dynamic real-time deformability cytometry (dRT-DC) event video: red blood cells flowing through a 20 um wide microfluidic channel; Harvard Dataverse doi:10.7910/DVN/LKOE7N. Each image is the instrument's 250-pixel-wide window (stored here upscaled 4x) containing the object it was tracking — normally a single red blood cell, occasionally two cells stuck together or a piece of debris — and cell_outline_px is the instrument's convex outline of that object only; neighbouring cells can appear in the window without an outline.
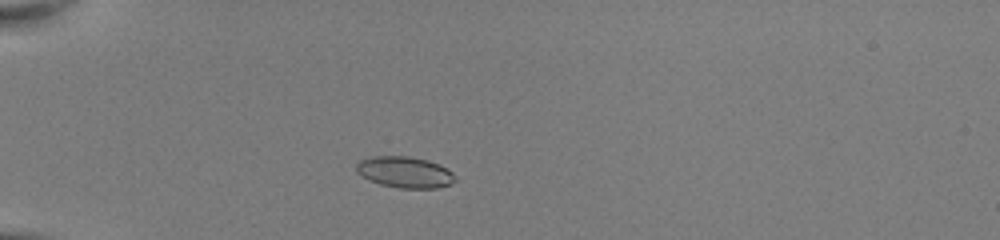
{"species": "common noctule bat (a hibernating species)", "species_latin": "Nyctalus noctula", "temperature_condition": "room temperature", "stored_images_in_passage": 39, "camera_frame_rate_fps": 3000, "um_per_image_px": 0.085, "animal": {"sex": "female", "body_mass_g": 22.0, "forearm_length_mm": 56.7}, "frame": {"image": 1, "passage_image": 9, "time_ms": 2.667, "image_size_px": [1000, 240], "cell_outline_px": [[456, 180], [452, 184], [440, 188], [400, 188], [380, 184], [368, 180], [360, 176], [356, 172], [356, 164], [360, 160], [372, 156], [408, 156], [428, 160], [440, 164], [448, 168], [456, 176]], "centroid_in_image_um": [34.43, 14.64], "position_along_channel_um": 50.6, "area_um2": 18.32}}
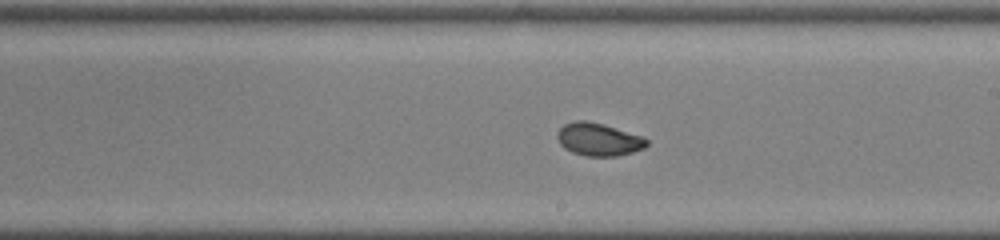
{"frame": {"image": 2, "passage_image": 25, "time_ms": 8.0, "image_size_px": [1000, 240], "cell_outline_px": [[648, 144], [644, 148], [632, 152], [616, 156], [584, 156], [572, 152], [564, 148], [560, 144], [556, 136], [556, 132], [564, 124], [576, 120], [584, 120], [604, 124], [640, 136], [648, 140]], "centroid_in_image_um": [50.83, 11.85], "position_along_channel_um": 238.2, "area_um2": 17.05}}
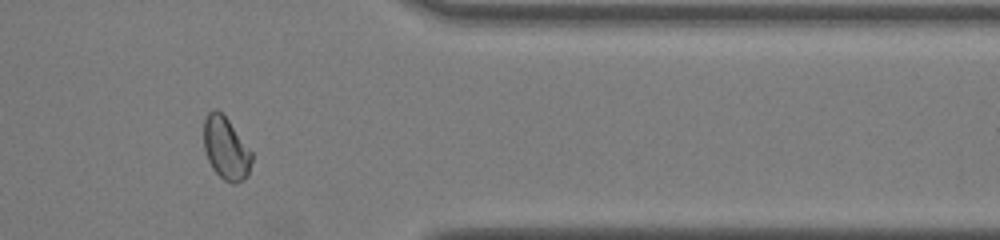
{"frame": {"image": 3, "passage_image": 37, "time_ms": 12.0, "image_size_px": [1000, 240], "cell_outline_px": [[252, 160], [248, 176], [244, 180], [232, 184], [224, 180], [212, 168], [208, 160], [204, 148], [204, 120], [208, 112], [212, 108], [216, 108], [228, 120], [252, 152]], "centroid_in_image_um": [19.2, 12.62], "position_along_channel_um": 392.2, "area_um2": 17.46}, "authors_computed_cell_mechanics": {"area_um2": 17.34, "velocity_mm_per_s": 4.0558, "shape_relaxation_time_tau1_ms": 6.4192, "shape_relaxation_time_tau2_ms": null, "deformation_change_tau1": 0.1554, "deformation_change_tau2": null}}